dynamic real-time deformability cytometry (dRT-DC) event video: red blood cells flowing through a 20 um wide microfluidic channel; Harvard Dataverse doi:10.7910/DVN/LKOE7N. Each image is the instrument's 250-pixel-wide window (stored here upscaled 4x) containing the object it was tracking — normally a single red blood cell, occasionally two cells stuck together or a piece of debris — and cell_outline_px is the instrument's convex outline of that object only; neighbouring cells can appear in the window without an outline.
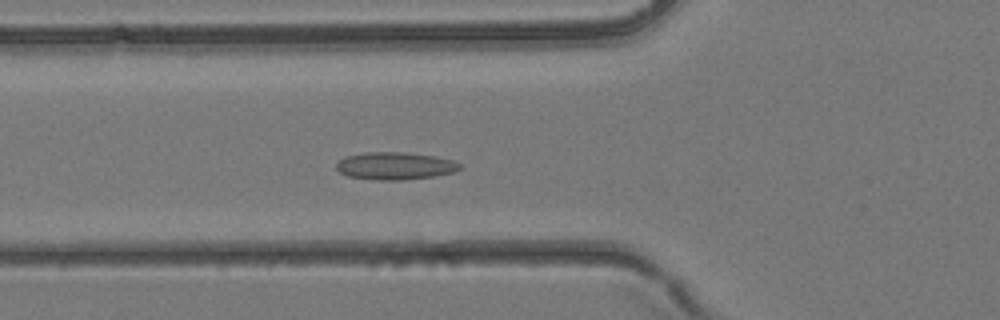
{"species": "common noctule bat (a hibernating species)", "species_latin": "Nyctalus noctula", "temperature_condition": "room temperature", "stored_images_in_passage": 30, "camera_frame_rate_fps": 3000, "um_per_image_px": 0.085, "animal": {"sex": "female", "body_mass_g": 24.6, "forearm_length_mm": 56.2}, "frame": {"image": 1, "passage_image": 7, "time_ms": 2.0, "image_size_px": [1000, 320], "cell_outline_px": [[460, 168], [452, 172], [432, 176], [400, 180], [376, 180], [348, 176], [340, 172], [336, 168], [336, 164], [344, 156], [364, 152], [404, 152], [436, 156], [452, 160], [460, 164]], "centroid_in_image_um": [33.53, 14.09], "position_along_channel_um": 92.3, "area_um2": 19.65}}
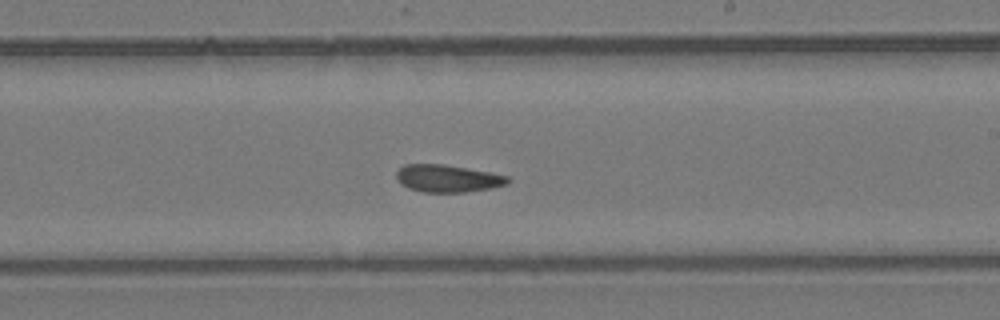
{"frame": {"image": 2, "passage_image": 16, "time_ms": 5.0, "image_size_px": [1000, 320], "cell_outline_px": [[512, 180], [508, 184], [488, 188], [464, 192], [424, 192], [408, 188], [400, 184], [396, 176], [396, 172], [404, 164], [444, 164], [488, 172], [508, 176]], "centroid_in_image_um": [38.03, 15.16], "position_along_channel_um": 251.0, "area_um2": 17.69}}
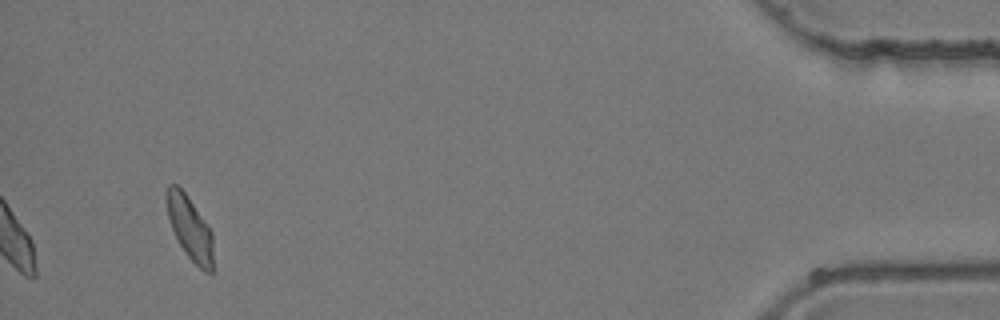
{"frame": {"image": 3, "passage_image": 30, "time_ms": 9.667, "image_size_px": [1000, 320], "cell_outline_px": [[212, 272], [204, 272], [184, 252], [172, 228], [168, 216], [164, 192], [168, 184], [176, 184], [184, 192], [212, 232]], "centroid_in_image_um": [16.1, 19.35], "position_along_channel_um": 419.1, "area_um2": 16.88}}